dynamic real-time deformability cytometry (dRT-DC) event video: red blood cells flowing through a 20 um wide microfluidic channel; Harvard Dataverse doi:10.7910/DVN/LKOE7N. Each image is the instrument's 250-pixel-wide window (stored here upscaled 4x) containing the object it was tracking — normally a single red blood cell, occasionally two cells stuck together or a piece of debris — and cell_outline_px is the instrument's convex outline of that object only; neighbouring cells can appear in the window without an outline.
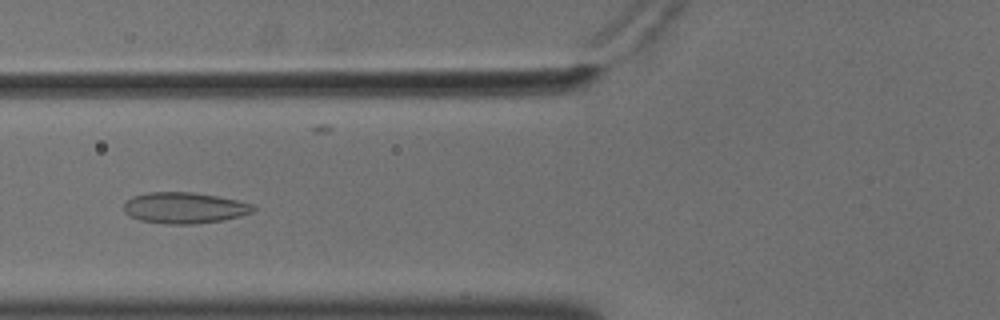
{"species": "common noctule bat (a hibernating species)", "species_latin": "Nyctalus noctula", "temperature_condition": "cold", "stored_images_in_passage": 56, "camera_frame_rate_fps": 3000, "um_per_image_px": 0.085, "animal": {"sex": "male", "body_mass_g": 18.8}, "frame": {"image": 1, "passage_image": 22, "time_ms": 7.0, "image_size_px": [1000, 320], "cell_outline_px": [[256, 208], [252, 212], [240, 216], [220, 220], [192, 224], [168, 224], [140, 220], [128, 216], [124, 212], [124, 200], [132, 196], [148, 192], [192, 192], [240, 200], [252, 204]], "centroid_in_image_um": [15.63, 17.66], "position_along_channel_um": 110.2, "area_um2": 23.52}}
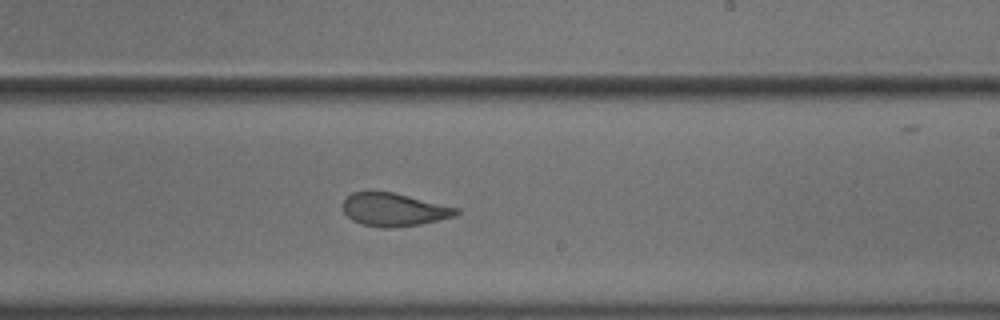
{"frame": {"image": 2, "passage_image": 34, "time_ms": 11.0, "image_size_px": [1000, 320], "cell_outline_px": [[460, 212], [456, 216], [440, 220], [420, 224], [392, 228], [384, 228], [360, 224], [352, 220], [344, 212], [344, 200], [352, 192], [392, 192], [460, 208]], "centroid_in_image_um": [33.52, 17.83], "position_along_channel_um": 255.5, "area_um2": 21.79}}
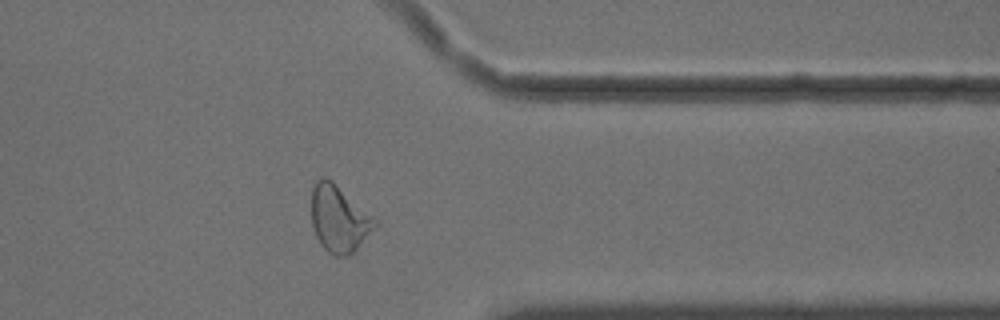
{"frame": {"image": 3, "passage_image": 45, "time_ms": 14.667, "image_size_px": [1000, 320], "cell_outline_px": [[380, 224], [348, 256], [336, 256], [328, 252], [320, 244], [312, 228], [312, 188], [316, 180], [324, 176], [332, 180], [376, 216]], "centroid_in_image_um": [28.85, 18.57], "position_along_channel_um": 382.5, "area_um2": 25.14}, "authors_computed_cell_mechanics": {"area_um2": 25.0274, "velocity_mm_per_s": 3.6292, "shape_relaxation_time_tau1_ms": null, "shape_relaxation_time_tau2_ms": 1.7094, "deformation_change_tau1": null, "deformation_change_tau2": 0.066}}